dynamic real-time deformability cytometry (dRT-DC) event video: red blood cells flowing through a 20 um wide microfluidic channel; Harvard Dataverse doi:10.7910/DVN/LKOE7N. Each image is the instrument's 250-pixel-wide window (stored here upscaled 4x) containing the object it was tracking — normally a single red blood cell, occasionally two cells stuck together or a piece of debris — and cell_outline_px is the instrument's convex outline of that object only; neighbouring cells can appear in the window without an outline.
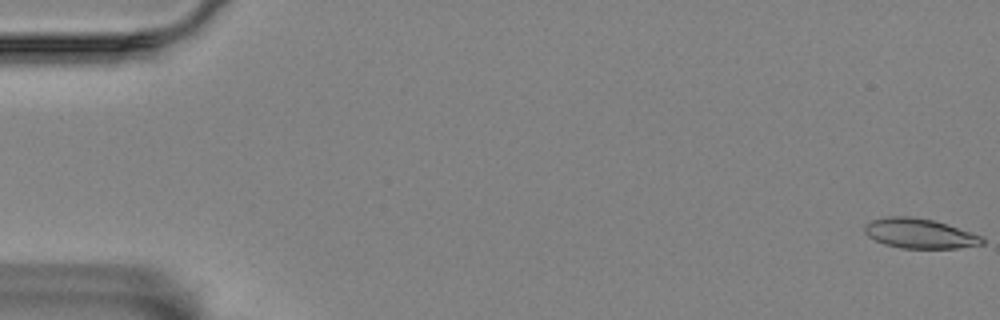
{"species": "Egyptian fruit bat (a non-hibernating species)", "species_latin": "Rousettus aegyptiacus", "temperature_condition": "room temperature", "stored_images_in_passage": 16, "camera_frame_rate_fps": 3000, "um_per_image_px": 0.085, "animal": {"sex": "female"}, "frame": {"image": 1, "passage_image": 1, "time_ms": 0.0, "image_size_px": [1000, 320], "cell_outline_px": [[984, 244], [960, 248], [900, 248], [884, 244], [868, 236], [864, 232], [864, 224], [872, 220], [888, 216], [908, 216], [932, 220], [984, 236]], "centroid_in_image_um": [78.17, 19.85], "position_along_channel_um": 6.8, "area_um2": 20.4}}
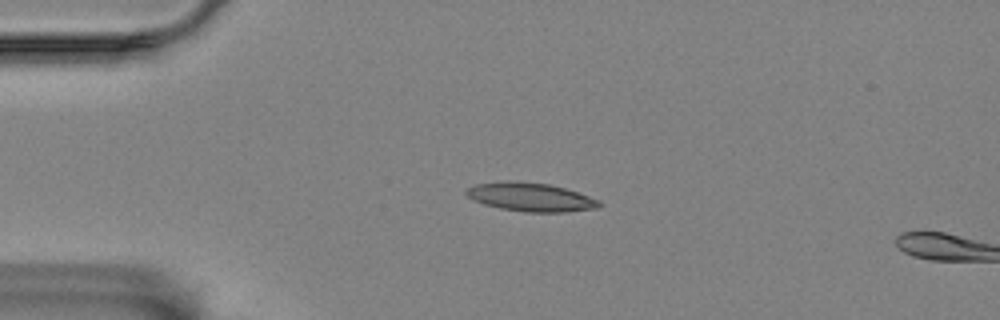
{"frame": {"image": 2, "passage_image": 14, "time_ms": 4.333, "image_size_px": [1000, 320], "cell_outline_px": [[604, 204], [596, 208], [564, 212], [524, 212], [500, 208], [484, 204], [472, 200], [464, 192], [468, 188], [476, 184], [508, 180], [548, 184], [564, 188], [600, 200]], "centroid_in_image_um": [45.09, 16.75], "position_along_channel_um": 39.9, "area_um2": 22.08}}